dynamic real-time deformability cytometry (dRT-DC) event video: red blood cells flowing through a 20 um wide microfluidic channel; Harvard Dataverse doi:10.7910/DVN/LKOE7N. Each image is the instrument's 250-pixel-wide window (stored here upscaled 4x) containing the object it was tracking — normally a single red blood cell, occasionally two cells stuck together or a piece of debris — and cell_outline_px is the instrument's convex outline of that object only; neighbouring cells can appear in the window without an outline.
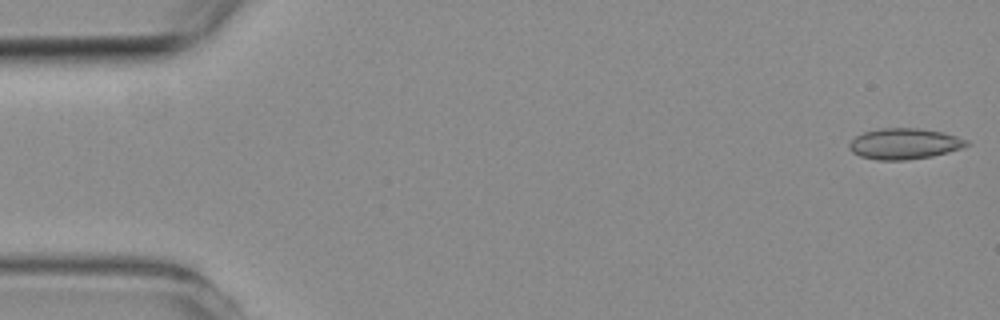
{"species": "common noctule bat (a hibernating species)", "species_latin": "Nyctalus noctula", "temperature_condition": "room temperature", "stored_images_in_passage": 6, "camera_frame_rate_fps": 3000, "um_per_image_px": 0.085, "animal": {"sex": "female", "body_mass_g": 19.3, "forearm_length_mm": 54.1}, "frame": {"image": 1, "passage_image": 1, "time_ms": 0.0, "image_size_px": [1000, 320], "cell_outline_px": [[972, 144], [948, 152], [932, 156], [908, 160], [876, 160], [860, 156], [852, 152], [848, 148], [848, 144], [856, 136], [864, 132], [880, 128], [920, 128], [944, 132], [968, 140]], "centroid_in_image_um": [76.87, 12.22], "position_along_channel_um": 8.1, "area_um2": 21.27}}
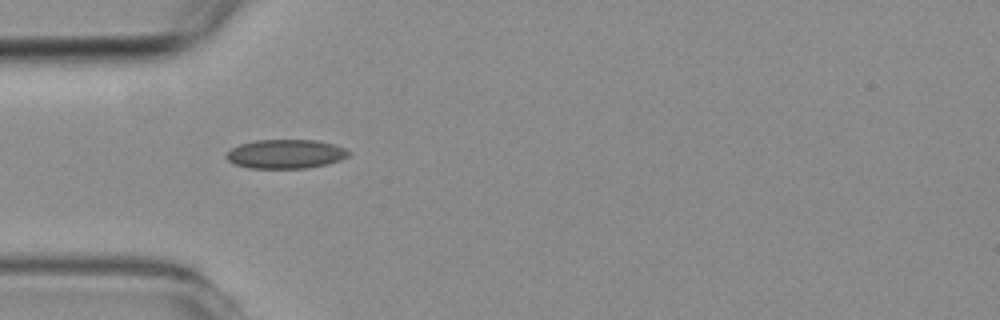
{"frame": {"image": 2, "passage_image": 5, "time_ms": 4.667, "image_size_px": [1000, 320], "cell_outline_px": [[352, 152], [348, 156], [340, 160], [328, 164], [308, 168], [248, 168], [236, 164], [228, 160], [224, 156], [232, 148], [240, 144], [256, 140], [316, 140], [332, 144], [344, 148]], "centroid_in_image_um": [24.29, 13.09], "position_along_channel_um": 60.7, "area_um2": 20.69}}
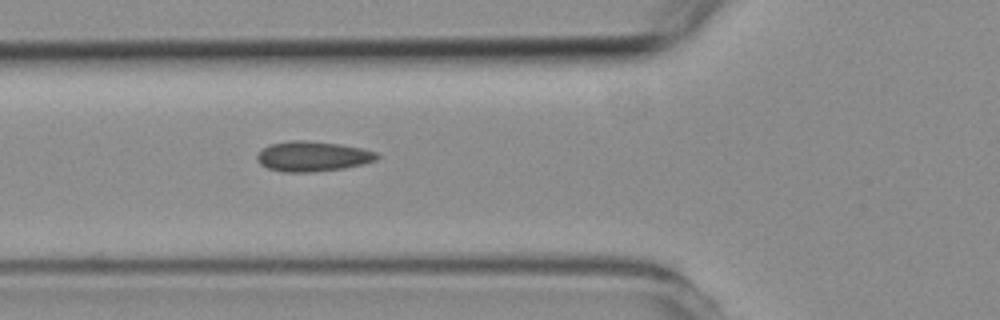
{"frame": {"image": 3, "passage_image": 6, "time_ms": 5.667, "image_size_px": [1000, 320], "cell_outline_px": [[380, 156], [376, 160], [364, 164], [344, 168], [312, 172], [284, 172], [268, 168], [260, 164], [256, 160], [256, 156], [264, 148], [272, 144], [292, 140], [304, 140], [340, 144], [360, 148], [376, 152]], "centroid_in_image_um": [26.58, 13.29], "position_along_channel_um": 99.2, "area_um2": 20.92}}